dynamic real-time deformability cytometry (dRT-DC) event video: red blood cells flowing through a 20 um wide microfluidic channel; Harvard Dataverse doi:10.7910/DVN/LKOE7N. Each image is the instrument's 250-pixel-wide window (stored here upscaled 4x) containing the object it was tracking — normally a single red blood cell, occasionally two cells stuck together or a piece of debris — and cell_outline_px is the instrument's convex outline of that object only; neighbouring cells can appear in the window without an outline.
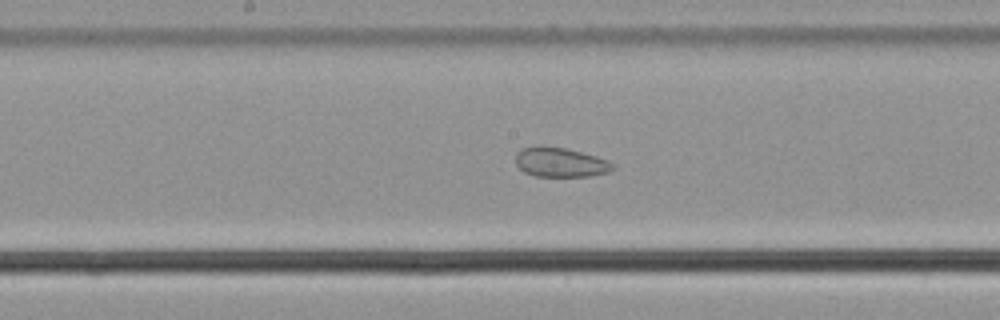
{"species": "common noctule bat (a hibernating species)", "species_latin": "Nyctalus noctula", "temperature_condition": "cold", "stored_images_in_passage": 59, "camera_frame_rate_fps": 3000, "um_per_image_px": 0.085, "animal": {"sex": "male", "body_mass_g": 21.5, "forearm_length_mm": 52.0}, "frame": {"image": 1, "passage_image": 31, "time_ms": 10.0, "image_size_px": [1000, 320], "cell_outline_px": [[616, 168], [608, 172], [588, 176], [536, 176], [524, 172], [516, 164], [516, 152], [520, 148], [564, 148], [596, 156], [608, 160], [616, 164]], "centroid_in_image_um": [47.68, 13.82], "position_along_channel_um": 200.5, "area_um2": 16.3}}
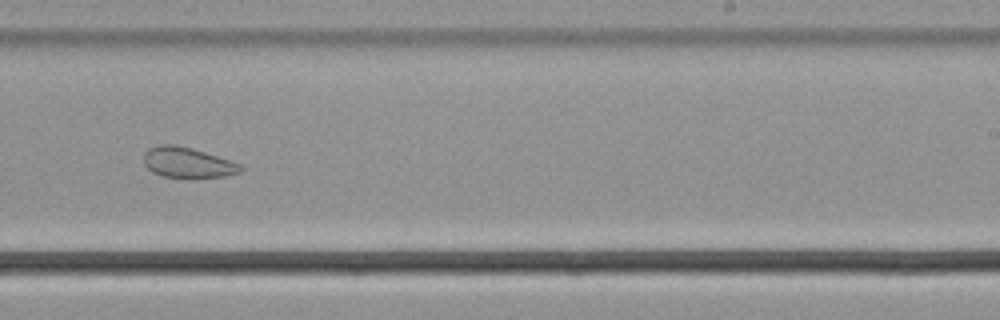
{"frame": {"image": 2, "passage_image": 37, "time_ms": 12.0, "image_size_px": [1000, 320], "cell_outline_px": [[244, 168], [240, 172], [224, 176], [164, 176], [152, 172], [144, 164], [144, 152], [148, 148], [160, 144], [176, 144], [192, 148], [240, 164]], "centroid_in_image_um": [15.9, 13.78], "position_along_channel_um": 273.1, "area_um2": 16.7}}
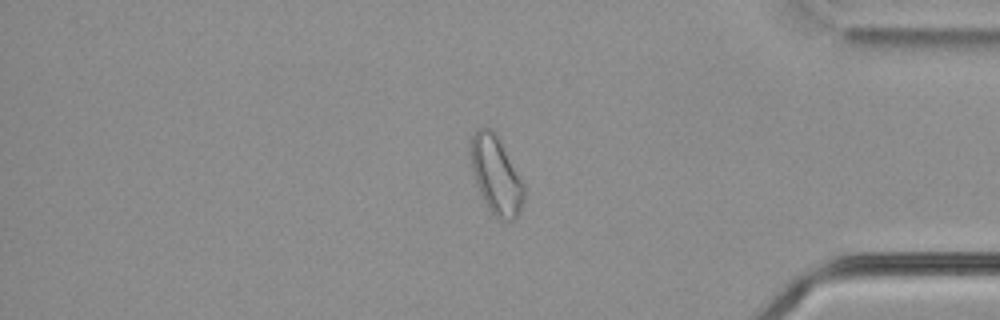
{"frame": {"image": 3, "passage_image": 49, "time_ms": 16.0, "image_size_px": [1000, 320], "cell_outline_px": [[524, 200], [516, 216], [512, 220], [496, 220], [488, 212], [476, 184], [472, 168], [472, 136], [480, 128], [492, 128], [496, 132], [524, 184]], "centroid_in_image_um": [42.18, 14.95], "position_along_channel_um": 393.0, "area_um2": 24.04}, "authors_computed_cell_mechanics": {"area_um2": 24.2182, "velocity_mm_per_s": 3.6344, "shape_relaxation_time_tau1_ms": null, "shape_relaxation_time_tau2_ms": 3.0732, "deformation_change_tau1": null, "deformation_change_tau2": 0.0847}}